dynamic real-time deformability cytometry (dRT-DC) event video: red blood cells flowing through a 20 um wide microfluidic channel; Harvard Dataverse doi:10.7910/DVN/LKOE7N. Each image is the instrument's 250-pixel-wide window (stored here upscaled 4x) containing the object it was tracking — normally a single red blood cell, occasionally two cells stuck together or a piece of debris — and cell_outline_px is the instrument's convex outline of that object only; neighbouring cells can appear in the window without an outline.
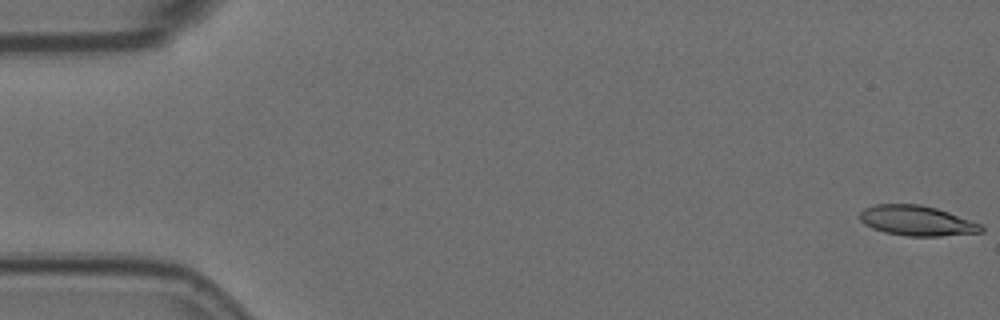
{"species": "Egyptian fruit bat (a non-hibernating species)", "species_latin": "Rousettus aegyptiacus", "temperature_condition": "room temperature", "stored_images_in_passage": 17, "camera_frame_rate_fps": 3000, "um_per_image_px": 0.085, "animal": {"sex": "female"}, "frame": {"image": 1, "passage_image": 1, "time_ms": 0.0, "image_size_px": [1000, 320], "cell_outline_px": [[984, 232], [940, 236], [904, 236], [884, 232], [872, 228], [864, 224], [860, 220], [860, 212], [864, 208], [872, 204], [920, 204], [936, 208], [984, 224]], "centroid_in_image_um": [77.95, 18.76], "position_along_channel_um": 7.1, "area_um2": 21.56}}